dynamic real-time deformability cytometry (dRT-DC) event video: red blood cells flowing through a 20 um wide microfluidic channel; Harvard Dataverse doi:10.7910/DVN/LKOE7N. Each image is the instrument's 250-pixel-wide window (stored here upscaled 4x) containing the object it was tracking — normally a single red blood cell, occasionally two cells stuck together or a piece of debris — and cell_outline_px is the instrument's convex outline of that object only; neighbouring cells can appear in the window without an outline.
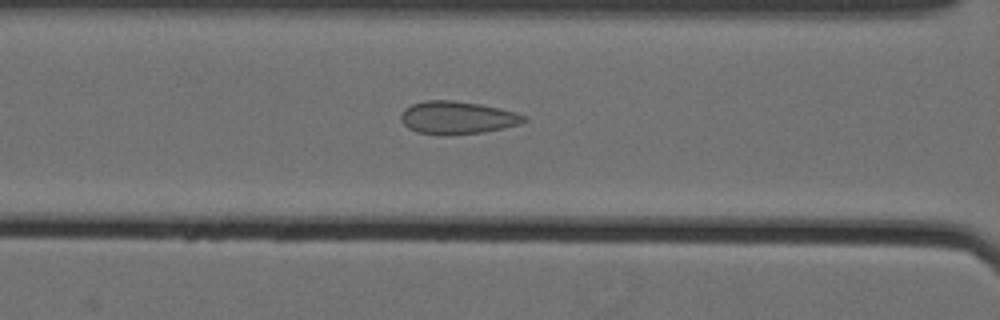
{"species": "Egyptian fruit bat (a non-hibernating species)", "species_latin": "Rousettus aegyptiacus", "temperature_condition": "cold", "stored_images_in_passage": 48, "camera_frame_rate_fps": 3000, "um_per_image_px": 0.085, "animal": {"sex": "female"}, "frame": {"image": 1, "passage_image": 17, "time_ms": 5.333, "image_size_px": [1000, 320], "cell_outline_px": [[528, 120], [520, 124], [504, 128], [484, 132], [444, 136], [416, 132], [408, 128], [400, 120], [400, 116], [404, 108], [412, 104], [424, 100], [452, 100], [480, 104], [500, 108], [516, 112], [528, 116]], "centroid_in_image_um": [38.88, 10.01], "position_along_channel_um": 127.7, "area_um2": 23.93}}
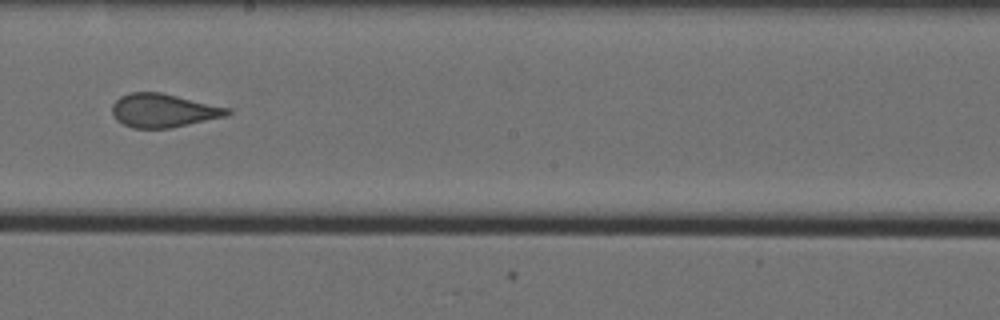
{"frame": {"image": 2, "passage_image": 26, "time_ms": 8.333, "image_size_px": [1000, 320], "cell_outline_px": [[232, 112], [224, 116], [172, 128], [132, 128], [116, 120], [112, 116], [112, 104], [120, 96], [132, 92], [160, 92], [228, 108]], "centroid_in_image_um": [13.82, 9.4], "position_along_channel_um": 234.4, "area_um2": 22.31}}
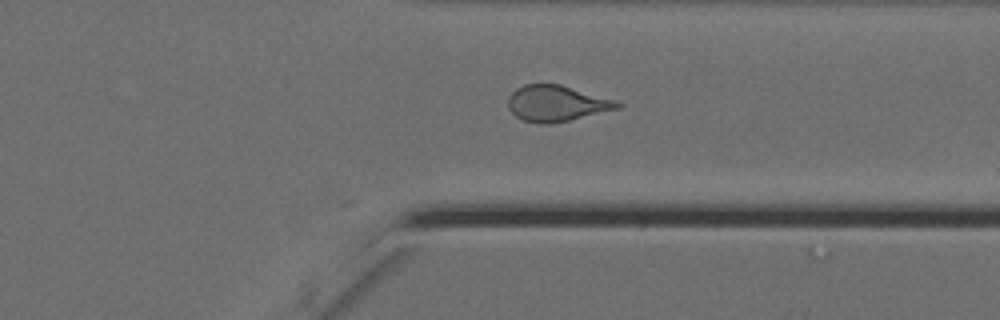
{"frame": {"image": 3, "passage_image": 37, "time_ms": 12.0, "image_size_px": [1000, 320], "cell_outline_px": [[624, 104], [620, 108], [568, 120], [548, 124], [536, 124], [524, 120], [516, 116], [508, 108], [508, 96], [516, 88], [524, 84], [560, 84], [620, 100]], "centroid_in_image_um": [47.35, 8.77], "position_along_channel_um": 364.1, "area_um2": 23.18}, "authors_computed_cell_mechanics": {"area_um2": 23.2645, "velocity_mm_per_s": 3.5456, "shape_relaxation_time_tau1_ms": null, "shape_relaxation_time_tau2_ms": 1.0768, "deformation_change_tau1": null, "deformation_change_tau2": 0.0614}}